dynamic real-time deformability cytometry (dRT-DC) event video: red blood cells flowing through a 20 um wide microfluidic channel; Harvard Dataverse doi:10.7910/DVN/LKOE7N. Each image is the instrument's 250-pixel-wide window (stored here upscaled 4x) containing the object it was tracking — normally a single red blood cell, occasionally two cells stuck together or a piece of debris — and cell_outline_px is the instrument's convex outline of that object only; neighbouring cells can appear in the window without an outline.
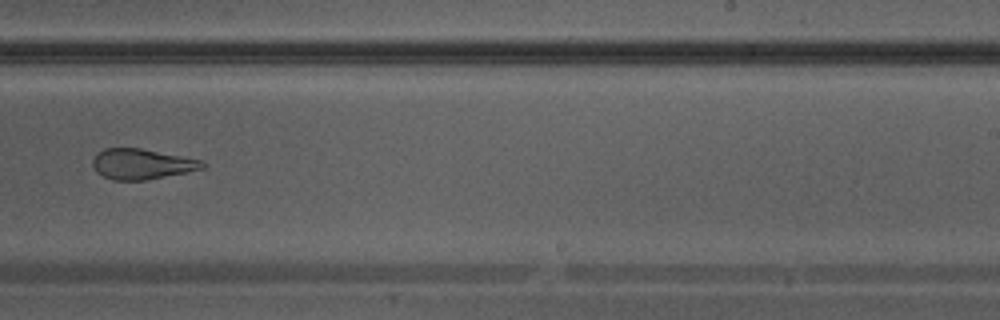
{"species": "Egyptian fruit bat (a non-hibernating species)", "species_latin": "Rousettus aegyptiacus", "temperature_condition": "warm", "stored_images_in_passage": 35, "camera_frame_rate_fps": 3000, "um_per_image_px": 0.085, "animal": {"sex": "male"}, "frame": {"image": 1, "passage_image": 25, "time_ms": 8.0, "image_size_px": [1000, 320], "cell_outline_px": [[208, 164], [204, 168], [188, 172], [144, 180], [112, 180], [96, 172], [92, 164], [92, 160], [104, 148], [140, 148], [204, 160]], "centroid_in_image_um": [12.1, 13.94], "position_along_channel_um": 276.9, "area_um2": 19.48}}